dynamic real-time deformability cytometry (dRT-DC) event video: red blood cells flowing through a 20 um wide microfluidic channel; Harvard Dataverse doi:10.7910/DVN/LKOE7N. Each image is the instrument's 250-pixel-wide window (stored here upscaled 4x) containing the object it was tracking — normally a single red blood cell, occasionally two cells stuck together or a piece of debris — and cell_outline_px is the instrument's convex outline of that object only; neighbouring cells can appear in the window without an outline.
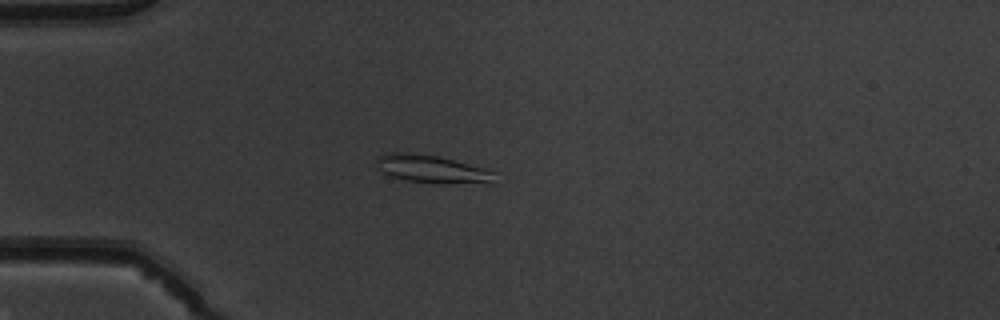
{"species": "common noctule bat (a hibernating species)", "species_latin": "Nyctalus noctula", "temperature_condition": "warm", "stored_images_in_passage": 51, "camera_frame_rate_fps": 3000, "um_per_image_px": 0.085, "animal": {"sex": "male", "body_mass_g": 19.5, "forearm_length_mm": 54.6}, "frame": {"image": 1, "passage_image": 14, "time_ms": 4.333, "image_size_px": [1000, 320], "cell_outline_px": [[496, 184], [432, 184], [404, 180], [392, 176], [384, 172], [376, 164], [376, 156], [384, 152], [408, 152], [440, 156], [488, 168], [496, 172]], "centroid_in_image_um": [36.84, 14.39], "position_along_channel_um": 48.2, "area_um2": 20.23}}
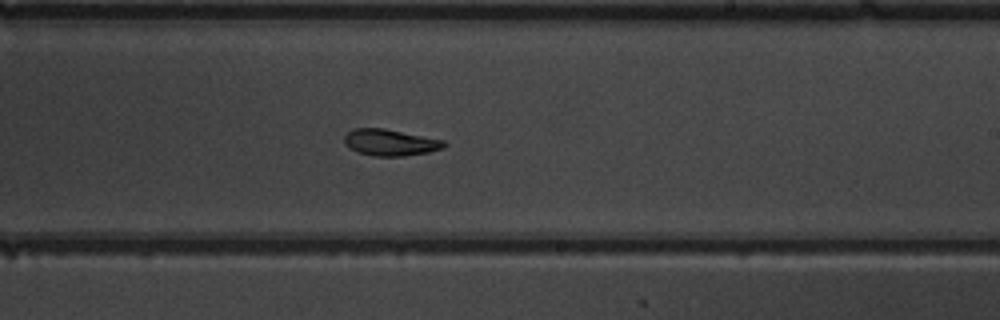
{"frame": {"image": 2, "passage_image": 31, "time_ms": 10.0, "image_size_px": [1000, 320], "cell_outline_px": [[448, 144], [440, 148], [428, 152], [400, 156], [372, 156], [356, 152], [348, 148], [344, 144], [344, 136], [352, 128], [384, 128], [444, 140]], "centroid_in_image_um": [33.1, 12.1], "position_along_channel_um": 255.9, "area_um2": 15.43}}
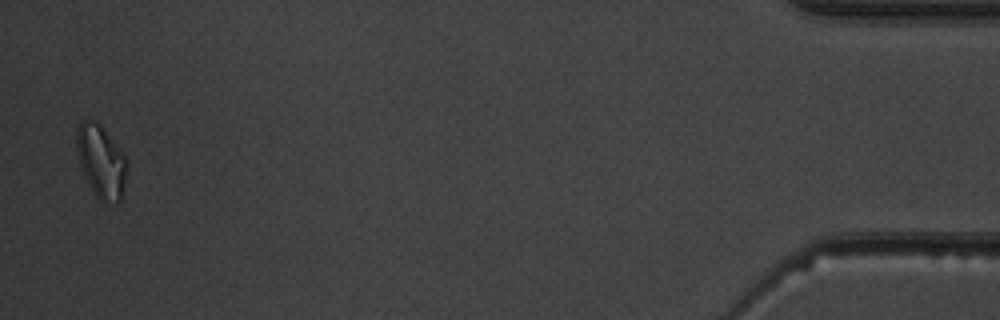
{"frame": {"image": 3, "passage_image": 50, "time_ms": 16.333, "image_size_px": [1000, 320], "cell_outline_px": [[128, 164], [120, 200], [116, 204], [100, 200], [96, 196], [84, 176], [80, 168], [76, 148], [76, 128], [80, 120], [96, 120], [100, 124], [124, 156]], "centroid_in_image_um": [8.55, 13.7], "position_along_channel_um": 426.6, "area_um2": 21.21}, "authors_computed_cell_mechanics": {"area_um2": 16.762, "velocity_mm_per_s": 3.9945, "shape_relaxation_time_tau1_ms": 10.9314, "shape_relaxation_time_tau2_ms": 4.1273, "deformation_change_tau1": 0.2503, "deformation_change_tau2": 0.1184}}